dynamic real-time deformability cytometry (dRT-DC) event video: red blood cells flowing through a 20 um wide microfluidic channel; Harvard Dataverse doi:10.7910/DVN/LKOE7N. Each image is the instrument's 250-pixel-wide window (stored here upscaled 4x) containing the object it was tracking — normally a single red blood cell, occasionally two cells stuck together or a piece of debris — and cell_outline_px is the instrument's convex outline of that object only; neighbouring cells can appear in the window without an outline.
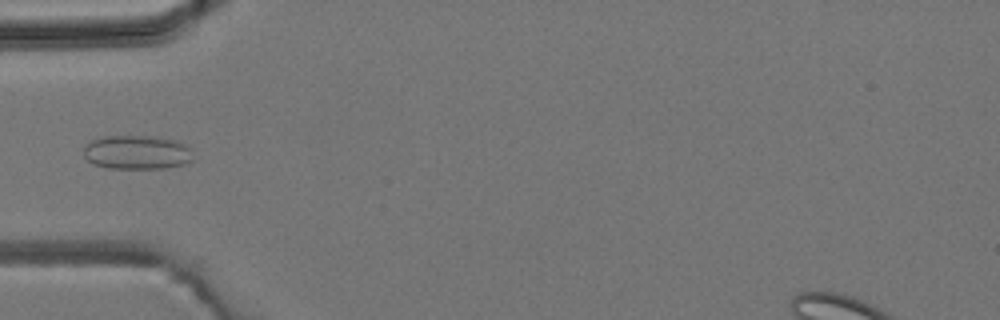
{"species": "common noctule bat (a hibernating species)", "species_latin": "Nyctalus noctula", "temperature_condition": "room temperature", "stored_images_in_passage": 6, "camera_frame_rate_fps": 3000, "um_per_image_px": 0.085, "animal": {"sex": "male", "body_mass_g": 19.2, "forearm_length_mm": 51.8}, "frame": {"image": 1, "passage_image": 5, "time_ms": 4.667, "image_size_px": [1000, 320], "cell_outline_px": [[192, 160], [184, 164], [164, 168], [108, 168], [92, 164], [84, 156], [84, 144], [100, 136], [156, 136], [176, 140], [184, 144], [188, 148]], "centroid_in_image_um": [11.58, 12.94], "position_along_channel_um": 73.4, "area_um2": 21.73}}